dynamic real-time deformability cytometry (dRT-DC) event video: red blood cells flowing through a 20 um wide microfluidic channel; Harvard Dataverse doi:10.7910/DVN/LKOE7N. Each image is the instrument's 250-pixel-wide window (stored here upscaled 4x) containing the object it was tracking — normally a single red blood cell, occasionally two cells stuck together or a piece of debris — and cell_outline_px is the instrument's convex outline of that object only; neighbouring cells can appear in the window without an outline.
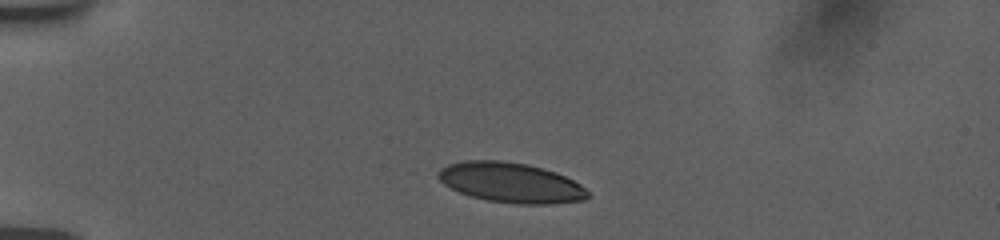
{"species": "human", "species_latin": "Homo sapiens", "temperature_condition": "room temperature", "stored_images_in_passage": 42, "camera_frame_rate_fps": 3000, "um_per_image_px": 0.085, "donor": {"sex": "female"}, "frame": {"image": 1, "passage_image": 1, "time_ms": 0.0, "image_size_px": [1000, 240], "cell_outline_px": [[588, 196], [584, 200], [552, 204], [520, 204], [488, 200], [472, 196], [460, 192], [444, 184], [436, 176], [436, 172], [440, 168], [448, 164], [464, 160], [500, 160], [528, 164], [556, 172], [580, 184], [588, 192]], "centroid_in_image_um": [43.39, 15.51], "position_along_channel_um": 41.6, "area_um2": 34.8}}
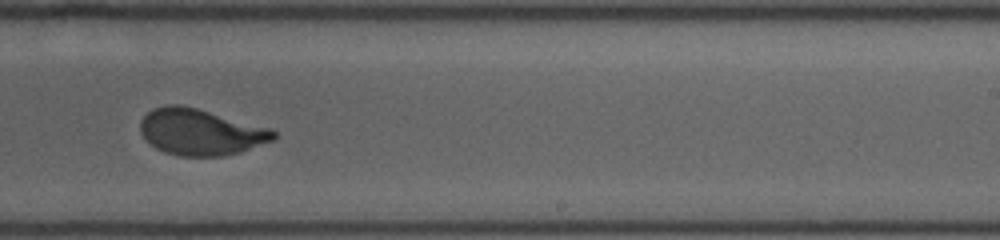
{"frame": {"image": 2, "passage_image": 23, "time_ms": 7.333, "image_size_px": [1000, 240], "cell_outline_px": [[276, 140], [240, 152], [224, 156], [180, 156], [164, 152], [156, 148], [140, 132], [140, 120], [152, 108], [168, 104], [180, 104], [196, 108], [272, 128], [276, 132]], "centroid_in_image_um": [17.08, 11.22], "position_along_channel_um": 271.9, "area_um2": 36.07}}
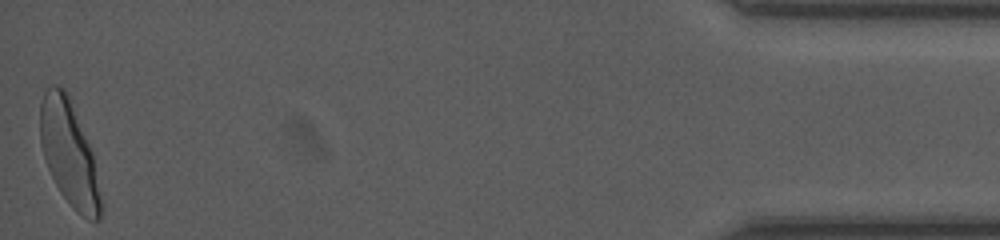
{"frame": {"image": 3, "passage_image": 42, "time_ms": 13.667, "image_size_px": [1000, 240], "cell_outline_px": [[104, 208], [100, 220], [88, 220], [76, 212], [72, 208], [60, 192], [48, 168], [40, 144], [40, 104], [44, 92], [52, 84], [56, 84], [64, 88], [68, 92], [92, 152]], "centroid_in_image_um": [5.89, 13.06], "position_along_channel_um": 429.3, "area_um2": 37.34}, "authors_computed_cell_mechanics": {"area_um2": 36.0961, "velocity_mm_per_s": 3.7551, "shape_relaxation_time_tau1_ms": 5.1069, "shape_relaxation_time_tau2_ms": null, "deformation_change_tau1": 0.2006, "deformation_change_tau2": null}}